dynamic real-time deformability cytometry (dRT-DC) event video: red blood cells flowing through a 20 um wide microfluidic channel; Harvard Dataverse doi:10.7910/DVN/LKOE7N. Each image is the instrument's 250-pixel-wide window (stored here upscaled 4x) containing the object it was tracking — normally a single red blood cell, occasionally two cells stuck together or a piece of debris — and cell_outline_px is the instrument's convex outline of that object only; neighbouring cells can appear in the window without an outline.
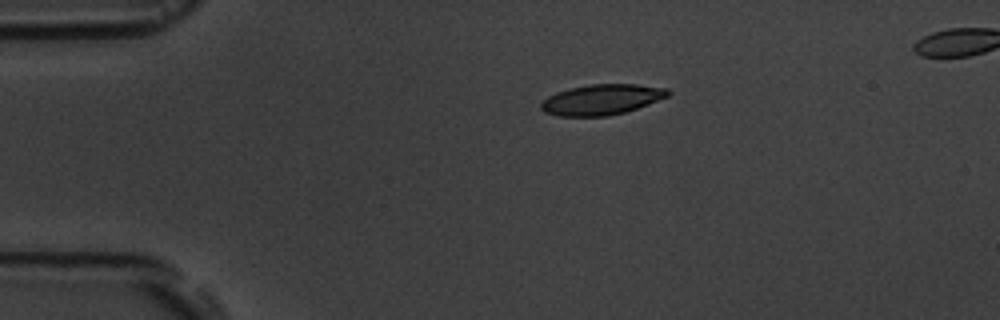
{"species": "common noctule bat (a hibernating species)", "species_latin": "Nyctalus noctula", "temperature_condition": "room temperature", "stored_images_in_passage": 7, "camera_frame_rate_fps": 3000, "um_per_image_px": 0.085, "animal": {"sex": "male", "body_mass_g": 19.5, "forearm_length_mm": 54.6}, "frame": {"image": 1, "passage_image": 1, "time_ms": 0.0, "image_size_px": [1000, 320], "cell_outline_px": [[672, 92], [668, 96], [648, 104], [624, 112], [608, 116], [560, 116], [544, 112], [540, 108], [540, 104], [548, 96], [556, 92], [568, 88], [588, 84], [636, 84], [668, 88]], "centroid_in_image_um": [51.14, 8.45], "position_along_channel_um": 33.9, "area_um2": 22.6}}
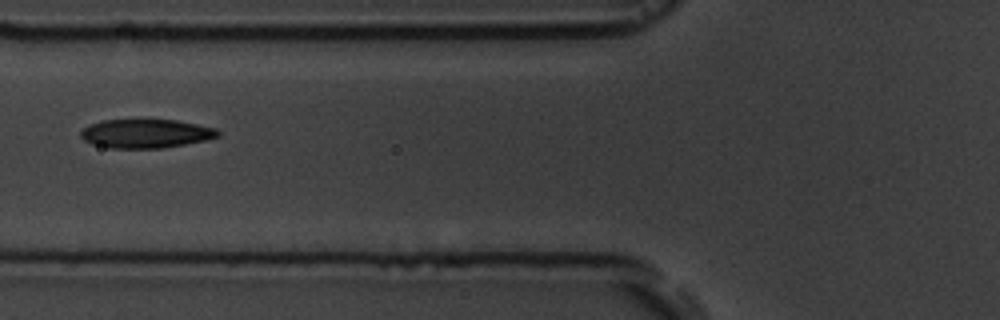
{"frame": {"image": 2, "passage_image": 4, "time_ms": 3.333, "image_size_px": [1000, 320], "cell_outline_px": [[220, 136], [208, 140], [164, 148], [108, 148], [92, 144], [84, 140], [80, 136], [80, 132], [84, 128], [92, 124], [104, 120], [176, 120], [216, 128], [220, 132]], "centroid_in_image_um": [12.43, 11.36], "position_along_channel_um": 113.4, "area_um2": 23.06}}
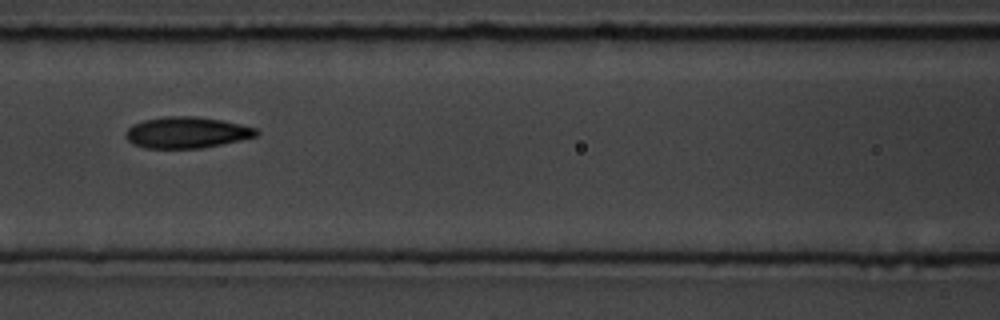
{"frame": {"image": 3, "passage_image": 5, "time_ms": 4.333, "image_size_px": [1000, 320], "cell_outline_px": [[260, 132], [256, 136], [240, 140], [200, 148], [144, 148], [132, 144], [124, 136], [124, 132], [132, 124], [144, 120], [164, 116], [196, 116], [220, 120], [240, 124], [256, 128]], "centroid_in_image_um": [15.82, 11.26], "position_along_channel_um": 150.8, "area_um2": 23.81}}